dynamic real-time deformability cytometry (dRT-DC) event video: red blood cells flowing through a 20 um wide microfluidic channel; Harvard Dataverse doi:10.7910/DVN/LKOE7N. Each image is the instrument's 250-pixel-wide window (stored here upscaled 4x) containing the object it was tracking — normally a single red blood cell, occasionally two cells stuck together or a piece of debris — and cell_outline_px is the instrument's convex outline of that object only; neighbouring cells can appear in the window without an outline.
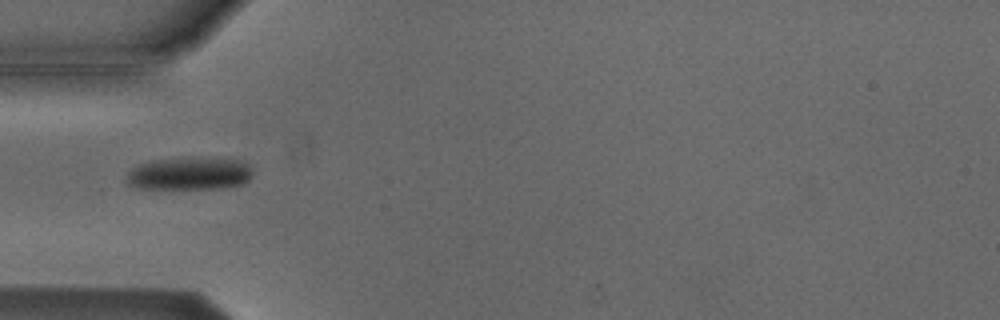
{"species": "Egyptian fruit bat (a non-hibernating species)", "species_latin": "Rousettus aegyptiacus", "temperature_condition": "cold", "stored_images_in_passage": 6, "camera_frame_rate_fps": 3000, "um_per_image_px": 0.085, "animal": {"sex": "male"}, "frame": {"image": 1, "passage_image": 3, "time_ms": 3.333, "image_size_px": [1000, 320], "cell_outline_px": [[252, 176], [244, 184], [220, 188], [136, 188], [128, 184], [128, 172], [132, 168], [140, 164], [152, 160], [192, 156], [240, 160], [248, 164], [252, 172]], "centroid_in_image_um": [16.13, 14.73], "position_along_channel_um": 68.9, "area_um2": 24.28}}
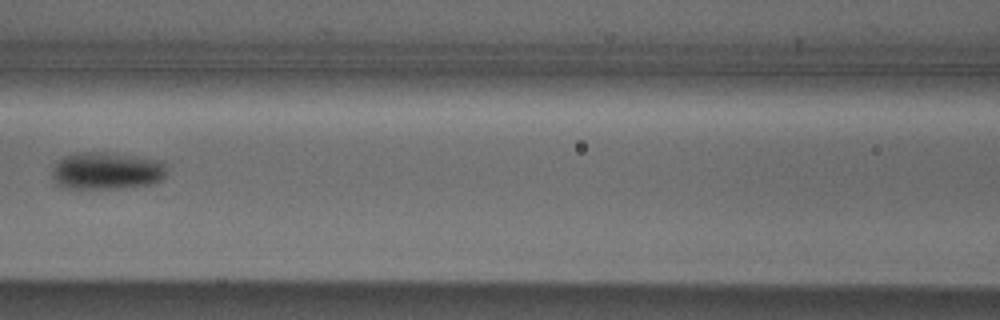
{"frame": {"image": 2, "passage_image": 5, "time_ms": 5.667, "image_size_px": [1000, 320], "cell_outline_px": [[164, 176], [160, 180], [152, 184], [120, 188], [64, 188], [56, 184], [52, 176], [52, 172], [56, 164], [60, 160], [76, 152], [104, 152], [140, 156], [160, 160], [164, 164]], "centroid_in_image_um": [9.06, 14.52], "position_along_channel_um": 157.5, "area_um2": 24.8}}
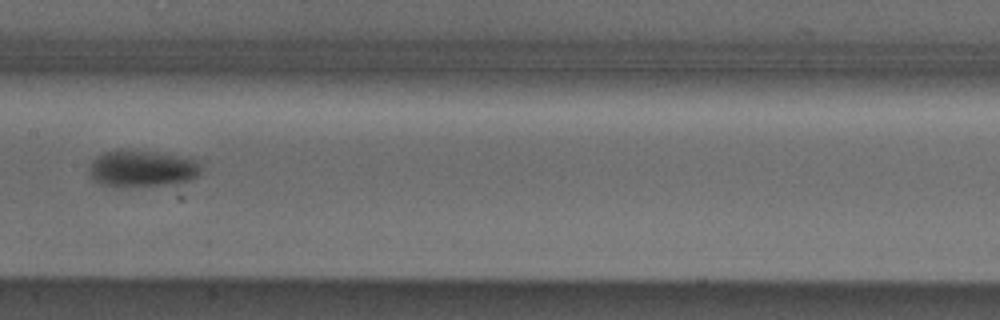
{"frame": {"image": 3, "passage_image": 6, "time_ms": 6.667, "image_size_px": [1000, 320], "cell_outline_px": [[200, 172], [192, 180], [172, 184], [116, 188], [100, 184], [92, 180], [88, 172], [88, 164], [96, 156], [104, 152], [116, 148], [120, 148], [152, 152], [196, 160], [200, 164]], "centroid_in_image_um": [11.96, 14.34], "position_along_channel_um": 195.4, "area_um2": 24.45}}